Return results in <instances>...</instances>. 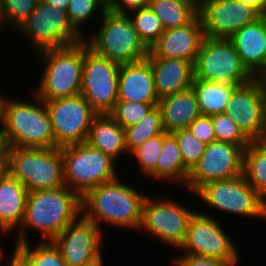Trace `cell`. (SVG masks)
I'll return each mask as SVG.
<instances>
[{
	"label": "cell",
	"instance_id": "41",
	"mask_svg": "<svg viewBox=\"0 0 266 266\" xmlns=\"http://www.w3.org/2000/svg\"><path fill=\"white\" fill-rule=\"evenodd\" d=\"M150 0H108L107 10L117 14H128L131 11L149 6Z\"/></svg>",
	"mask_w": 266,
	"mask_h": 266
},
{
	"label": "cell",
	"instance_id": "40",
	"mask_svg": "<svg viewBox=\"0 0 266 266\" xmlns=\"http://www.w3.org/2000/svg\"><path fill=\"white\" fill-rule=\"evenodd\" d=\"M172 264L174 266H233L228 261H223L217 258L190 255L187 253H181L176 257L174 256Z\"/></svg>",
	"mask_w": 266,
	"mask_h": 266
},
{
	"label": "cell",
	"instance_id": "20",
	"mask_svg": "<svg viewBox=\"0 0 266 266\" xmlns=\"http://www.w3.org/2000/svg\"><path fill=\"white\" fill-rule=\"evenodd\" d=\"M229 39L247 69L261 77L266 72V15L243 26Z\"/></svg>",
	"mask_w": 266,
	"mask_h": 266
},
{
	"label": "cell",
	"instance_id": "36",
	"mask_svg": "<svg viewBox=\"0 0 266 266\" xmlns=\"http://www.w3.org/2000/svg\"><path fill=\"white\" fill-rule=\"evenodd\" d=\"M171 134L177 140L183 165L190 172L203 155L206 144L199 141L188 128L174 131Z\"/></svg>",
	"mask_w": 266,
	"mask_h": 266
},
{
	"label": "cell",
	"instance_id": "2",
	"mask_svg": "<svg viewBox=\"0 0 266 266\" xmlns=\"http://www.w3.org/2000/svg\"><path fill=\"white\" fill-rule=\"evenodd\" d=\"M145 193L120 178L90 189L81 198L82 214L99 228L100 224L139 231ZM102 222V223H101Z\"/></svg>",
	"mask_w": 266,
	"mask_h": 266
},
{
	"label": "cell",
	"instance_id": "30",
	"mask_svg": "<svg viewBox=\"0 0 266 266\" xmlns=\"http://www.w3.org/2000/svg\"><path fill=\"white\" fill-rule=\"evenodd\" d=\"M124 131L125 146L128 154H130L147 139L165 132L160 109L155 106L141 121L125 128Z\"/></svg>",
	"mask_w": 266,
	"mask_h": 266
},
{
	"label": "cell",
	"instance_id": "28",
	"mask_svg": "<svg viewBox=\"0 0 266 266\" xmlns=\"http://www.w3.org/2000/svg\"><path fill=\"white\" fill-rule=\"evenodd\" d=\"M149 7L165 28H177L190 23L198 15L195 0H150Z\"/></svg>",
	"mask_w": 266,
	"mask_h": 266
},
{
	"label": "cell",
	"instance_id": "39",
	"mask_svg": "<svg viewBox=\"0 0 266 266\" xmlns=\"http://www.w3.org/2000/svg\"><path fill=\"white\" fill-rule=\"evenodd\" d=\"M188 129L206 145L216 141L212 116L200 115L188 126Z\"/></svg>",
	"mask_w": 266,
	"mask_h": 266
},
{
	"label": "cell",
	"instance_id": "46",
	"mask_svg": "<svg viewBox=\"0 0 266 266\" xmlns=\"http://www.w3.org/2000/svg\"><path fill=\"white\" fill-rule=\"evenodd\" d=\"M6 143L0 131V165H6Z\"/></svg>",
	"mask_w": 266,
	"mask_h": 266
},
{
	"label": "cell",
	"instance_id": "9",
	"mask_svg": "<svg viewBox=\"0 0 266 266\" xmlns=\"http://www.w3.org/2000/svg\"><path fill=\"white\" fill-rule=\"evenodd\" d=\"M208 209L266 220V202L246 181L243 174L206 183L195 194Z\"/></svg>",
	"mask_w": 266,
	"mask_h": 266
},
{
	"label": "cell",
	"instance_id": "5",
	"mask_svg": "<svg viewBox=\"0 0 266 266\" xmlns=\"http://www.w3.org/2000/svg\"><path fill=\"white\" fill-rule=\"evenodd\" d=\"M6 171L28 192L65 186L61 148H6Z\"/></svg>",
	"mask_w": 266,
	"mask_h": 266
},
{
	"label": "cell",
	"instance_id": "11",
	"mask_svg": "<svg viewBox=\"0 0 266 266\" xmlns=\"http://www.w3.org/2000/svg\"><path fill=\"white\" fill-rule=\"evenodd\" d=\"M155 198L151 199L147 195L143 201L139 232L143 229V232H148L165 245L179 249L186 238L190 218L196 210L180 205L173 198Z\"/></svg>",
	"mask_w": 266,
	"mask_h": 266
},
{
	"label": "cell",
	"instance_id": "34",
	"mask_svg": "<svg viewBox=\"0 0 266 266\" xmlns=\"http://www.w3.org/2000/svg\"><path fill=\"white\" fill-rule=\"evenodd\" d=\"M30 245L27 242L15 246L29 259L31 266H67L52 241H41L32 248Z\"/></svg>",
	"mask_w": 266,
	"mask_h": 266
},
{
	"label": "cell",
	"instance_id": "1",
	"mask_svg": "<svg viewBox=\"0 0 266 266\" xmlns=\"http://www.w3.org/2000/svg\"><path fill=\"white\" fill-rule=\"evenodd\" d=\"M81 213V197L66 185L28 192L23 222L14 233L15 245L29 242L26 233L30 228L41 234L43 242L53 241Z\"/></svg>",
	"mask_w": 266,
	"mask_h": 266
},
{
	"label": "cell",
	"instance_id": "26",
	"mask_svg": "<svg viewBox=\"0 0 266 266\" xmlns=\"http://www.w3.org/2000/svg\"><path fill=\"white\" fill-rule=\"evenodd\" d=\"M237 86L194 78L191 88L196 96L201 115L214 116L224 113L230 96Z\"/></svg>",
	"mask_w": 266,
	"mask_h": 266
},
{
	"label": "cell",
	"instance_id": "16",
	"mask_svg": "<svg viewBox=\"0 0 266 266\" xmlns=\"http://www.w3.org/2000/svg\"><path fill=\"white\" fill-rule=\"evenodd\" d=\"M246 147L222 141L207 144L200 160L189 172L185 188L195 194L208 182L243 174V154Z\"/></svg>",
	"mask_w": 266,
	"mask_h": 266
},
{
	"label": "cell",
	"instance_id": "12",
	"mask_svg": "<svg viewBox=\"0 0 266 266\" xmlns=\"http://www.w3.org/2000/svg\"><path fill=\"white\" fill-rule=\"evenodd\" d=\"M120 64L98 55L84 40L81 95L98 114H109L118 101Z\"/></svg>",
	"mask_w": 266,
	"mask_h": 266
},
{
	"label": "cell",
	"instance_id": "27",
	"mask_svg": "<svg viewBox=\"0 0 266 266\" xmlns=\"http://www.w3.org/2000/svg\"><path fill=\"white\" fill-rule=\"evenodd\" d=\"M189 171L183 165L180 149L175 137L169 133L164 139L156 165V180L186 186ZM173 182V183H172Z\"/></svg>",
	"mask_w": 266,
	"mask_h": 266
},
{
	"label": "cell",
	"instance_id": "35",
	"mask_svg": "<svg viewBox=\"0 0 266 266\" xmlns=\"http://www.w3.org/2000/svg\"><path fill=\"white\" fill-rule=\"evenodd\" d=\"M157 104L118 100L109 115L125 129L141 121Z\"/></svg>",
	"mask_w": 266,
	"mask_h": 266
},
{
	"label": "cell",
	"instance_id": "17",
	"mask_svg": "<svg viewBox=\"0 0 266 266\" xmlns=\"http://www.w3.org/2000/svg\"><path fill=\"white\" fill-rule=\"evenodd\" d=\"M102 231L81 213L52 242L67 266H87L103 259Z\"/></svg>",
	"mask_w": 266,
	"mask_h": 266
},
{
	"label": "cell",
	"instance_id": "13",
	"mask_svg": "<svg viewBox=\"0 0 266 266\" xmlns=\"http://www.w3.org/2000/svg\"><path fill=\"white\" fill-rule=\"evenodd\" d=\"M234 240L213 214L195 212L190 218L184 242L178 250L190 255L217 258L237 266L239 252Z\"/></svg>",
	"mask_w": 266,
	"mask_h": 266
},
{
	"label": "cell",
	"instance_id": "42",
	"mask_svg": "<svg viewBox=\"0 0 266 266\" xmlns=\"http://www.w3.org/2000/svg\"><path fill=\"white\" fill-rule=\"evenodd\" d=\"M12 251L13 255L7 260L8 266H31L29 259L16 246Z\"/></svg>",
	"mask_w": 266,
	"mask_h": 266
},
{
	"label": "cell",
	"instance_id": "8",
	"mask_svg": "<svg viewBox=\"0 0 266 266\" xmlns=\"http://www.w3.org/2000/svg\"><path fill=\"white\" fill-rule=\"evenodd\" d=\"M34 52L74 45L85 40L70 23L67 11L38 0L36 8L16 30ZM36 50V51H35Z\"/></svg>",
	"mask_w": 266,
	"mask_h": 266
},
{
	"label": "cell",
	"instance_id": "51",
	"mask_svg": "<svg viewBox=\"0 0 266 266\" xmlns=\"http://www.w3.org/2000/svg\"><path fill=\"white\" fill-rule=\"evenodd\" d=\"M2 28V17H1V0H0V30Z\"/></svg>",
	"mask_w": 266,
	"mask_h": 266
},
{
	"label": "cell",
	"instance_id": "31",
	"mask_svg": "<svg viewBox=\"0 0 266 266\" xmlns=\"http://www.w3.org/2000/svg\"><path fill=\"white\" fill-rule=\"evenodd\" d=\"M127 15L140 39L149 49L165 31L160 18L155 15L149 6L131 11Z\"/></svg>",
	"mask_w": 266,
	"mask_h": 266
},
{
	"label": "cell",
	"instance_id": "25",
	"mask_svg": "<svg viewBox=\"0 0 266 266\" xmlns=\"http://www.w3.org/2000/svg\"><path fill=\"white\" fill-rule=\"evenodd\" d=\"M86 143L116 161L122 154L129 155L125 146V131L109 114H98L93 119Z\"/></svg>",
	"mask_w": 266,
	"mask_h": 266
},
{
	"label": "cell",
	"instance_id": "6",
	"mask_svg": "<svg viewBox=\"0 0 266 266\" xmlns=\"http://www.w3.org/2000/svg\"><path fill=\"white\" fill-rule=\"evenodd\" d=\"M100 19L98 31L87 36L89 39L85 38L92 50L120 65L146 59L149 48L140 39L127 14L107 10Z\"/></svg>",
	"mask_w": 266,
	"mask_h": 266
},
{
	"label": "cell",
	"instance_id": "32",
	"mask_svg": "<svg viewBox=\"0 0 266 266\" xmlns=\"http://www.w3.org/2000/svg\"><path fill=\"white\" fill-rule=\"evenodd\" d=\"M71 25L83 36V26L95 19L94 16L104 15L107 11L106 0H70L66 9ZM98 12V13H97ZM87 22V23H86ZM83 25V26H82Z\"/></svg>",
	"mask_w": 266,
	"mask_h": 266
},
{
	"label": "cell",
	"instance_id": "48",
	"mask_svg": "<svg viewBox=\"0 0 266 266\" xmlns=\"http://www.w3.org/2000/svg\"><path fill=\"white\" fill-rule=\"evenodd\" d=\"M6 172V165H0V178Z\"/></svg>",
	"mask_w": 266,
	"mask_h": 266
},
{
	"label": "cell",
	"instance_id": "47",
	"mask_svg": "<svg viewBox=\"0 0 266 266\" xmlns=\"http://www.w3.org/2000/svg\"><path fill=\"white\" fill-rule=\"evenodd\" d=\"M103 259H99L98 261L90 264V265H87V266H103Z\"/></svg>",
	"mask_w": 266,
	"mask_h": 266
},
{
	"label": "cell",
	"instance_id": "19",
	"mask_svg": "<svg viewBox=\"0 0 266 266\" xmlns=\"http://www.w3.org/2000/svg\"><path fill=\"white\" fill-rule=\"evenodd\" d=\"M204 37L202 22L197 15L184 26L165 30L150 47L147 57L175 58L195 64Z\"/></svg>",
	"mask_w": 266,
	"mask_h": 266
},
{
	"label": "cell",
	"instance_id": "37",
	"mask_svg": "<svg viewBox=\"0 0 266 266\" xmlns=\"http://www.w3.org/2000/svg\"><path fill=\"white\" fill-rule=\"evenodd\" d=\"M38 0H1L2 26L15 31L36 8Z\"/></svg>",
	"mask_w": 266,
	"mask_h": 266
},
{
	"label": "cell",
	"instance_id": "3",
	"mask_svg": "<svg viewBox=\"0 0 266 266\" xmlns=\"http://www.w3.org/2000/svg\"><path fill=\"white\" fill-rule=\"evenodd\" d=\"M32 95L31 102L12 96L8 99L5 120L0 129L6 146L57 148L46 105L35 93Z\"/></svg>",
	"mask_w": 266,
	"mask_h": 266
},
{
	"label": "cell",
	"instance_id": "45",
	"mask_svg": "<svg viewBox=\"0 0 266 266\" xmlns=\"http://www.w3.org/2000/svg\"><path fill=\"white\" fill-rule=\"evenodd\" d=\"M49 5H52L55 8L66 10L70 0H41Z\"/></svg>",
	"mask_w": 266,
	"mask_h": 266
},
{
	"label": "cell",
	"instance_id": "44",
	"mask_svg": "<svg viewBox=\"0 0 266 266\" xmlns=\"http://www.w3.org/2000/svg\"><path fill=\"white\" fill-rule=\"evenodd\" d=\"M8 99V96L5 97L4 94L0 92V129L2 128L5 120L6 104Z\"/></svg>",
	"mask_w": 266,
	"mask_h": 266
},
{
	"label": "cell",
	"instance_id": "43",
	"mask_svg": "<svg viewBox=\"0 0 266 266\" xmlns=\"http://www.w3.org/2000/svg\"><path fill=\"white\" fill-rule=\"evenodd\" d=\"M255 8L261 15H266V0H241Z\"/></svg>",
	"mask_w": 266,
	"mask_h": 266
},
{
	"label": "cell",
	"instance_id": "15",
	"mask_svg": "<svg viewBox=\"0 0 266 266\" xmlns=\"http://www.w3.org/2000/svg\"><path fill=\"white\" fill-rule=\"evenodd\" d=\"M224 113L250 141H261L266 135V88L262 78L238 85Z\"/></svg>",
	"mask_w": 266,
	"mask_h": 266
},
{
	"label": "cell",
	"instance_id": "29",
	"mask_svg": "<svg viewBox=\"0 0 266 266\" xmlns=\"http://www.w3.org/2000/svg\"><path fill=\"white\" fill-rule=\"evenodd\" d=\"M243 175L266 202V145L262 141H251L244 149Z\"/></svg>",
	"mask_w": 266,
	"mask_h": 266
},
{
	"label": "cell",
	"instance_id": "18",
	"mask_svg": "<svg viewBox=\"0 0 266 266\" xmlns=\"http://www.w3.org/2000/svg\"><path fill=\"white\" fill-rule=\"evenodd\" d=\"M198 15L204 35L211 38H229L261 16L255 8L241 0H201Z\"/></svg>",
	"mask_w": 266,
	"mask_h": 266
},
{
	"label": "cell",
	"instance_id": "4",
	"mask_svg": "<svg viewBox=\"0 0 266 266\" xmlns=\"http://www.w3.org/2000/svg\"><path fill=\"white\" fill-rule=\"evenodd\" d=\"M44 69L33 89L42 100H54L81 94L84 40L78 44L36 53ZM35 90V91H34Z\"/></svg>",
	"mask_w": 266,
	"mask_h": 266
},
{
	"label": "cell",
	"instance_id": "38",
	"mask_svg": "<svg viewBox=\"0 0 266 266\" xmlns=\"http://www.w3.org/2000/svg\"><path fill=\"white\" fill-rule=\"evenodd\" d=\"M212 122L216 141L228 142L238 146H248L250 144L251 141L225 113L212 116Z\"/></svg>",
	"mask_w": 266,
	"mask_h": 266
},
{
	"label": "cell",
	"instance_id": "23",
	"mask_svg": "<svg viewBox=\"0 0 266 266\" xmlns=\"http://www.w3.org/2000/svg\"><path fill=\"white\" fill-rule=\"evenodd\" d=\"M28 190L7 171L0 178V233L11 234L20 228L26 209Z\"/></svg>",
	"mask_w": 266,
	"mask_h": 266
},
{
	"label": "cell",
	"instance_id": "14",
	"mask_svg": "<svg viewBox=\"0 0 266 266\" xmlns=\"http://www.w3.org/2000/svg\"><path fill=\"white\" fill-rule=\"evenodd\" d=\"M43 101L59 148L86 143L89 129L98 113L81 94Z\"/></svg>",
	"mask_w": 266,
	"mask_h": 266
},
{
	"label": "cell",
	"instance_id": "52",
	"mask_svg": "<svg viewBox=\"0 0 266 266\" xmlns=\"http://www.w3.org/2000/svg\"><path fill=\"white\" fill-rule=\"evenodd\" d=\"M261 141L266 145V135Z\"/></svg>",
	"mask_w": 266,
	"mask_h": 266
},
{
	"label": "cell",
	"instance_id": "50",
	"mask_svg": "<svg viewBox=\"0 0 266 266\" xmlns=\"http://www.w3.org/2000/svg\"><path fill=\"white\" fill-rule=\"evenodd\" d=\"M263 82H264V85H265V88H266V72L261 76Z\"/></svg>",
	"mask_w": 266,
	"mask_h": 266
},
{
	"label": "cell",
	"instance_id": "22",
	"mask_svg": "<svg viewBox=\"0 0 266 266\" xmlns=\"http://www.w3.org/2000/svg\"><path fill=\"white\" fill-rule=\"evenodd\" d=\"M118 100L158 103L150 61L147 58L120 65Z\"/></svg>",
	"mask_w": 266,
	"mask_h": 266
},
{
	"label": "cell",
	"instance_id": "21",
	"mask_svg": "<svg viewBox=\"0 0 266 266\" xmlns=\"http://www.w3.org/2000/svg\"><path fill=\"white\" fill-rule=\"evenodd\" d=\"M146 58L150 61L158 100L191 88L195 78L193 62L175 58Z\"/></svg>",
	"mask_w": 266,
	"mask_h": 266
},
{
	"label": "cell",
	"instance_id": "49",
	"mask_svg": "<svg viewBox=\"0 0 266 266\" xmlns=\"http://www.w3.org/2000/svg\"><path fill=\"white\" fill-rule=\"evenodd\" d=\"M3 249L4 248H1V246H0V266H2V261H4L3 259L5 258V256H3V255H5L4 253H3ZM2 260V261H1Z\"/></svg>",
	"mask_w": 266,
	"mask_h": 266
},
{
	"label": "cell",
	"instance_id": "33",
	"mask_svg": "<svg viewBox=\"0 0 266 266\" xmlns=\"http://www.w3.org/2000/svg\"><path fill=\"white\" fill-rule=\"evenodd\" d=\"M168 134L167 132H163L147 139L129 154V156L135 158V162H138L139 170L143 172L145 177L156 179L158 157L161 152L163 139Z\"/></svg>",
	"mask_w": 266,
	"mask_h": 266
},
{
	"label": "cell",
	"instance_id": "10",
	"mask_svg": "<svg viewBox=\"0 0 266 266\" xmlns=\"http://www.w3.org/2000/svg\"><path fill=\"white\" fill-rule=\"evenodd\" d=\"M195 78L243 85L256 78L242 63L229 38L205 36L195 64Z\"/></svg>",
	"mask_w": 266,
	"mask_h": 266
},
{
	"label": "cell",
	"instance_id": "7",
	"mask_svg": "<svg viewBox=\"0 0 266 266\" xmlns=\"http://www.w3.org/2000/svg\"><path fill=\"white\" fill-rule=\"evenodd\" d=\"M61 154L64 184L81 198L90 189L118 178L117 161L87 143L61 147Z\"/></svg>",
	"mask_w": 266,
	"mask_h": 266
},
{
	"label": "cell",
	"instance_id": "24",
	"mask_svg": "<svg viewBox=\"0 0 266 266\" xmlns=\"http://www.w3.org/2000/svg\"><path fill=\"white\" fill-rule=\"evenodd\" d=\"M164 131L172 133L186 129L201 115L192 88L178 92L158 101Z\"/></svg>",
	"mask_w": 266,
	"mask_h": 266
}]
</instances>
